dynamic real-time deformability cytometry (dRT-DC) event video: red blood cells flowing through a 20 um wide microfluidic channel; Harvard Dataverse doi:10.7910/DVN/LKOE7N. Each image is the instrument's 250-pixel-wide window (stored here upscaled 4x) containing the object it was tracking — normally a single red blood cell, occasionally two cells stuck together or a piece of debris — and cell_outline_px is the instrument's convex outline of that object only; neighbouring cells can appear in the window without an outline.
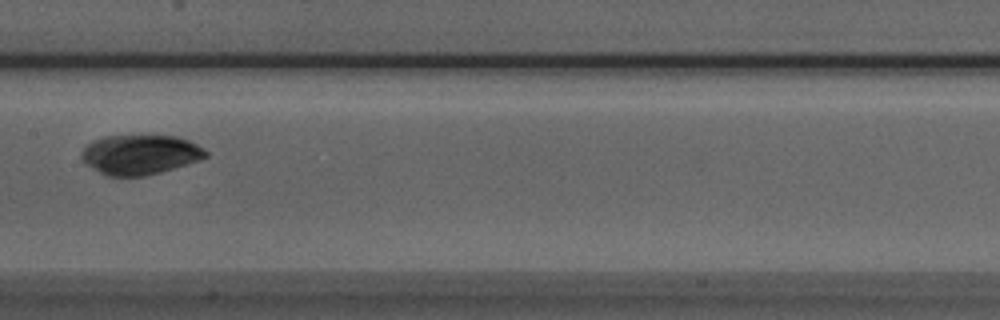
{"species": "Egyptian fruit bat (a non-hibernating species)", "species_latin": "Rousettus aegyptiacus", "temperature_condition": "room temperature", "stored_images_in_passage": 5, "camera_frame_rate_fps": 3000, "um_per_image_px": 0.085, "animal": {"sex": "male"}, "frame": {"image": 1, "passage_image": 5, "time_ms": 1.333, "image_size_px": [1000, 320], "cell_outline_px": [[208, 156], [200, 160], [188, 164], [160, 172], [144, 176], [108, 176], [100, 172], [88, 164], [80, 156], [84, 148], [92, 140], [104, 136], [176, 136], [188, 140], [204, 148], [208, 152]], "centroid_in_image_um": [11.94, 13.14], "position_along_channel_um": 195.5, "area_um2": 28.55}}